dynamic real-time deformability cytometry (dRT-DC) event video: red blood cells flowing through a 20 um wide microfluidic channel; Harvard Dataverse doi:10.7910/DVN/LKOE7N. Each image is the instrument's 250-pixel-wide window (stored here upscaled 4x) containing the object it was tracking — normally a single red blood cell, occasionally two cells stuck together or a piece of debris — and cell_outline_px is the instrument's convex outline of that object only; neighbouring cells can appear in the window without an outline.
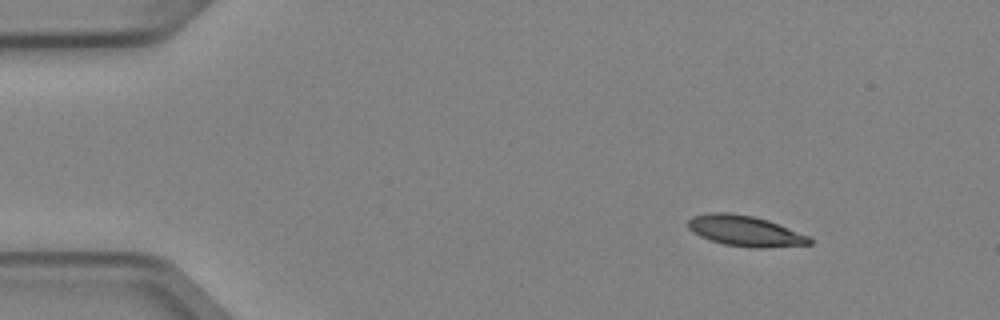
{"species": "Egyptian fruit bat (a non-hibernating species)", "species_latin": "Rousettus aegyptiacus", "temperature_condition": "cold", "stored_images_in_passage": 3, "camera_frame_rate_fps": 3000, "um_per_image_px": 0.085, "animal": {"sex": "female"}, "frame": {"image": 1, "passage_image": 1, "time_ms": 0.0, "image_size_px": [1000, 320], "cell_outline_px": [[812, 244], [768, 248], [748, 248], [724, 244], [700, 236], [692, 232], [688, 228], [688, 220], [692, 216], [712, 212], [728, 212], [752, 216], [768, 220], [808, 236], [812, 240]], "centroid_in_image_um": [63.32, 19.63], "position_along_channel_um": 21.7, "area_um2": 21.68}}